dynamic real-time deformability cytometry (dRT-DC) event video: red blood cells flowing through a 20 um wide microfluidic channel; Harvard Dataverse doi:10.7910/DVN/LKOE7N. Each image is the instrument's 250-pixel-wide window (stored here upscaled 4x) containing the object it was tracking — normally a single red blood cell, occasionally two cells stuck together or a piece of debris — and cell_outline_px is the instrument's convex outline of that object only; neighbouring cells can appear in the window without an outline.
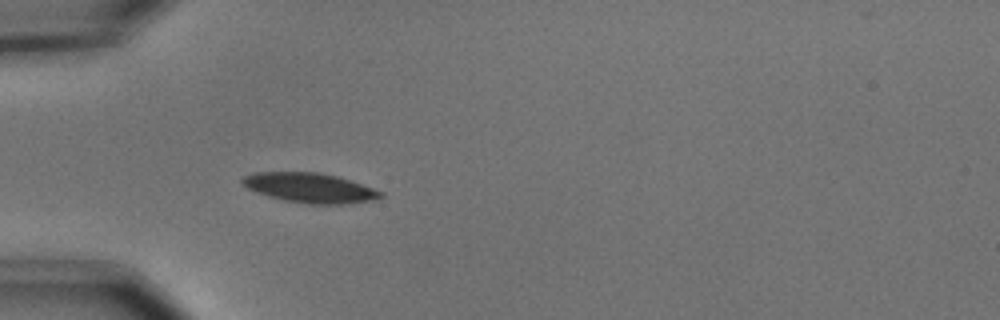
{"species": "common noctule bat (a hibernating species)", "species_latin": "Nyctalus noctula", "temperature_condition": "cold", "stored_images_in_passage": 39, "camera_frame_rate_fps": 3000, "um_per_image_px": 0.085, "animal": {"sex": "male", "body_mass_g": 15.6}, "frame": {"image": 1, "passage_image": 1, "time_ms": 0.0, "image_size_px": [1000, 320], "cell_outline_px": [[384, 196], [376, 200], [344, 204], [308, 204], [284, 200], [268, 196], [248, 188], [240, 180], [244, 176], [252, 172], [316, 172], [336, 176], [384, 192]], "centroid_in_image_um": [26.35, 15.97], "position_along_channel_um": 58.7, "area_um2": 23.81}}
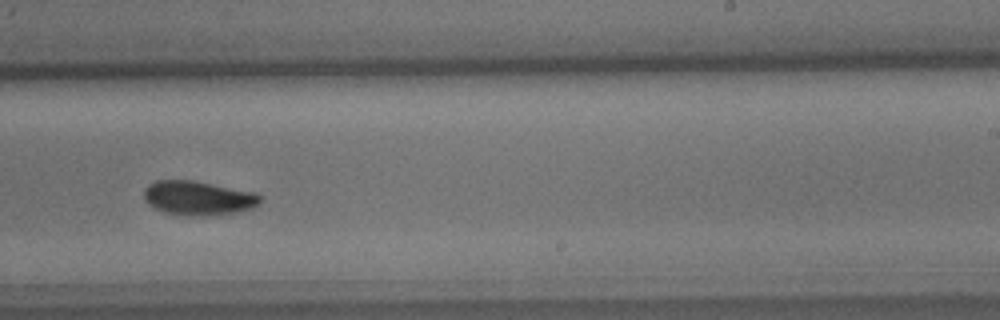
{"frame": {"image": 2, "passage_image": 19, "time_ms": 6.0, "image_size_px": [1000, 320], "cell_outline_px": [[260, 204], [252, 208], [240, 212], [204, 216], [192, 216], [164, 212], [148, 204], [144, 196], [144, 188], [148, 184], [156, 180], [192, 180], [252, 192], [260, 196]], "centroid_in_image_um": [16.83, 16.84], "position_along_channel_um": 272.2, "area_um2": 23.06}}
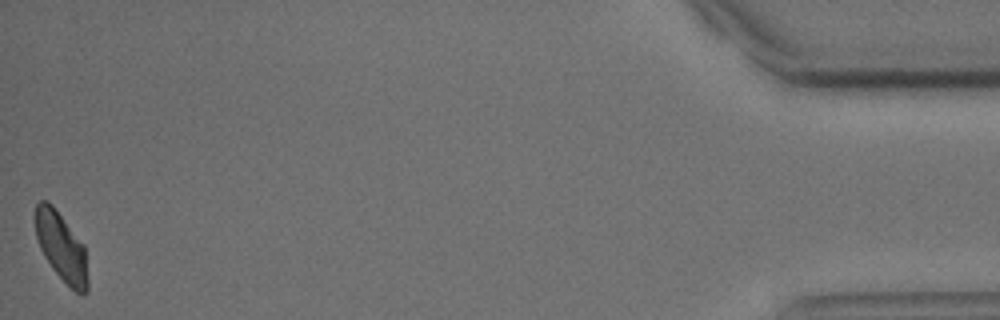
{"frame": {"image": 3, "passage_image": 39, "time_ms": 12.667, "image_size_px": [1000, 320], "cell_outline_px": [[88, 292], [84, 296], [76, 292], [52, 268], [44, 256], [40, 248], [36, 236], [36, 204], [40, 200], [48, 200], [52, 204], [84, 244], [88, 280]], "centroid_in_image_um": [5.23, 20.99], "position_along_channel_um": 430.0, "area_um2": 20.87}, "authors_computed_cell_mechanics": {"area_um2": 22.4842, "velocity_mm_per_s": 3.661, "shape_relaxation_time_tau1_ms": 2.238, "shape_relaxation_time_tau2_ms": null, "deformation_change_tau1": 0.1041, "deformation_change_tau2": null}}